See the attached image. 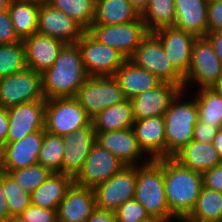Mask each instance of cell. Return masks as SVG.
Instances as JSON below:
<instances>
[{"label":"cell","instance_id":"obj_1","mask_svg":"<svg viewBox=\"0 0 222 222\" xmlns=\"http://www.w3.org/2000/svg\"><path fill=\"white\" fill-rule=\"evenodd\" d=\"M87 78L79 46L65 44L54 64L42 74L45 99L75 97Z\"/></svg>","mask_w":222,"mask_h":222},{"label":"cell","instance_id":"obj_2","mask_svg":"<svg viewBox=\"0 0 222 222\" xmlns=\"http://www.w3.org/2000/svg\"><path fill=\"white\" fill-rule=\"evenodd\" d=\"M203 187L202 174L172 157L164 158V190L170 212L176 219L188 216Z\"/></svg>","mask_w":222,"mask_h":222},{"label":"cell","instance_id":"obj_3","mask_svg":"<svg viewBox=\"0 0 222 222\" xmlns=\"http://www.w3.org/2000/svg\"><path fill=\"white\" fill-rule=\"evenodd\" d=\"M134 198L152 219L171 222V219L176 218L169 210L164 190V158L149 159L137 165Z\"/></svg>","mask_w":222,"mask_h":222},{"label":"cell","instance_id":"obj_4","mask_svg":"<svg viewBox=\"0 0 222 222\" xmlns=\"http://www.w3.org/2000/svg\"><path fill=\"white\" fill-rule=\"evenodd\" d=\"M186 91L180 92L164 113L166 158L172 157L193 139V130L199 121L195 99L181 101L182 95Z\"/></svg>","mask_w":222,"mask_h":222},{"label":"cell","instance_id":"obj_5","mask_svg":"<svg viewBox=\"0 0 222 222\" xmlns=\"http://www.w3.org/2000/svg\"><path fill=\"white\" fill-rule=\"evenodd\" d=\"M221 79L222 63L213 45L206 36L196 37L191 48V63L184 77V90L192 82L200 89L214 88Z\"/></svg>","mask_w":222,"mask_h":222},{"label":"cell","instance_id":"obj_6","mask_svg":"<svg viewBox=\"0 0 222 222\" xmlns=\"http://www.w3.org/2000/svg\"><path fill=\"white\" fill-rule=\"evenodd\" d=\"M91 118L75 97H56L45 103V131L59 136L87 126Z\"/></svg>","mask_w":222,"mask_h":222},{"label":"cell","instance_id":"obj_7","mask_svg":"<svg viewBox=\"0 0 222 222\" xmlns=\"http://www.w3.org/2000/svg\"><path fill=\"white\" fill-rule=\"evenodd\" d=\"M88 77L113 76L127 58L113 47L96 40L88 31L77 41Z\"/></svg>","mask_w":222,"mask_h":222},{"label":"cell","instance_id":"obj_8","mask_svg":"<svg viewBox=\"0 0 222 222\" xmlns=\"http://www.w3.org/2000/svg\"><path fill=\"white\" fill-rule=\"evenodd\" d=\"M75 98L91 119L102 110L126 99L114 76L88 77Z\"/></svg>","mask_w":222,"mask_h":222},{"label":"cell","instance_id":"obj_9","mask_svg":"<svg viewBox=\"0 0 222 222\" xmlns=\"http://www.w3.org/2000/svg\"><path fill=\"white\" fill-rule=\"evenodd\" d=\"M129 60L151 72L162 82L179 86L184 90V78L173 68L161 42L152 32L142 40Z\"/></svg>","mask_w":222,"mask_h":222},{"label":"cell","instance_id":"obj_10","mask_svg":"<svg viewBox=\"0 0 222 222\" xmlns=\"http://www.w3.org/2000/svg\"><path fill=\"white\" fill-rule=\"evenodd\" d=\"M96 40L131 57L142 40L149 34L142 17L119 25L92 24L87 30Z\"/></svg>","mask_w":222,"mask_h":222},{"label":"cell","instance_id":"obj_11","mask_svg":"<svg viewBox=\"0 0 222 222\" xmlns=\"http://www.w3.org/2000/svg\"><path fill=\"white\" fill-rule=\"evenodd\" d=\"M35 100H46L42 74L31 68L0 79V104L4 108Z\"/></svg>","mask_w":222,"mask_h":222},{"label":"cell","instance_id":"obj_12","mask_svg":"<svg viewBox=\"0 0 222 222\" xmlns=\"http://www.w3.org/2000/svg\"><path fill=\"white\" fill-rule=\"evenodd\" d=\"M136 180L137 166H124L93 189L96 207L115 212L124 202L134 198Z\"/></svg>","mask_w":222,"mask_h":222},{"label":"cell","instance_id":"obj_13","mask_svg":"<svg viewBox=\"0 0 222 222\" xmlns=\"http://www.w3.org/2000/svg\"><path fill=\"white\" fill-rule=\"evenodd\" d=\"M124 166L126 165L122 161L95 142L82 169L74 177V183L94 189L114 176Z\"/></svg>","mask_w":222,"mask_h":222},{"label":"cell","instance_id":"obj_14","mask_svg":"<svg viewBox=\"0 0 222 222\" xmlns=\"http://www.w3.org/2000/svg\"><path fill=\"white\" fill-rule=\"evenodd\" d=\"M45 103L46 100H35L7 108L6 142L18 141L27 134L45 130Z\"/></svg>","mask_w":222,"mask_h":222},{"label":"cell","instance_id":"obj_15","mask_svg":"<svg viewBox=\"0 0 222 222\" xmlns=\"http://www.w3.org/2000/svg\"><path fill=\"white\" fill-rule=\"evenodd\" d=\"M43 140L44 130H40L18 141L6 142L0 149V171L7 173L37 164Z\"/></svg>","mask_w":222,"mask_h":222},{"label":"cell","instance_id":"obj_16","mask_svg":"<svg viewBox=\"0 0 222 222\" xmlns=\"http://www.w3.org/2000/svg\"><path fill=\"white\" fill-rule=\"evenodd\" d=\"M161 42L173 68L184 78L191 63V48L196 36L174 26L152 32Z\"/></svg>","mask_w":222,"mask_h":222},{"label":"cell","instance_id":"obj_17","mask_svg":"<svg viewBox=\"0 0 222 222\" xmlns=\"http://www.w3.org/2000/svg\"><path fill=\"white\" fill-rule=\"evenodd\" d=\"M86 30L64 12L48 3L40 4L37 32L61 40L65 44H74Z\"/></svg>","mask_w":222,"mask_h":222},{"label":"cell","instance_id":"obj_18","mask_svg":"<svg viewBox=\"0 0 222 222\" xmlns=\"http://www.w3.org/2000/svg\"><path fill=\"white\" fill-rule=\"evenodd\" d=\"M179 86L161 82L159 85L144 91L131 100L134 120L154 116H164L175 97L182 92Z\"/></svg>","mask_w":222,"mask_h":222},{"label":"cell","instance_id":"obj_19","mask_svg":"<svg viewBox=\"0 0 222 222\" xmlns=\"http://www.w3.org/2000/svg\"><path fill=\"white\" fill-rule=\"evenodd\" d=\"M96 133L92 121L73 133L63 136L64 157L62 160V173L73 177L82 169V166L95 143Z\"/></svg>","mask_w":222,"mask_h":222},{"label":"cell","instance_id":"obj_20","mask_svg":"<svg viewBox=\"0 0 222 222\" xmlns=\"http://www.w3.org/2000/svg\"><path fill=\"white\" fill-rule=\"evenodd\" d=\"M25 48L27 67L43 74L58 58L65 45L59 39L35 32L22 40Z\"/></svg>","mask_w":222,"mask_h":222},{"label":"cell","instance_id":"obj_21","mask_svg":"<svg viewBox=\"0 0 222 222\" xmlns=\"http://www.w3.org/2000/svg\"><path fill=\"white\" fill-rule=\"evenodd\" d=\"M132 129L139 148L151 160L166 158L164 116H154L134 120Z\"/></svg>","mask_w":222,"mask_h":222},{"label":"cell","instance_id":"obj_22","mask_svg":"<svg viewBox=\"0 0 222 222\" xmlns=\"http://www.w3.org/2000/svg\"><path fill=\"white\" fill-rule=\"evenodd\" d=\"M95 208L94 190L74 183L58 206V222H86Z\"/></svg>","mask_w":222,"mask_h":222},{"label":"cell","instance_id":"obj_23","mask_svg":"<svg viewBox=\"0 0 222 222\" xmlns=\"http://www.w3.org/2000/svg\"><path fill=\"white\" fill-rule=\"evenodd\" d=\"M95 133V142L102 148L111 152L126 166H137V164H139L138 160H140L144 153L138 146L132 128Z\"/></svg>","mask_w":222,"mask_h":222},{"label":"cell","instance_id":"obj_24","mask_svg":"<svg viewBox=\"0 0 222 222\" xmlns=\"http://www.w3.org/2000/svg\"><path fill=\"white\" fill-rule=\"evenodd\" d=\"M172 158L184 167L201 174L222 163L212 143L194 139L177 151Z\"/></svg>","mask_w":222,"mask_h":222},{"label":"cell","instance_id":"obj_25","mask_svg":"<svg viewBox=\"0 0 222 222\" xmlns=\"http://www.w3.org/2000/svg\"><path fill=\"white\" fill-rule=\"evenodd\" d=\"M175 22L174 27L188 31L196 37L207 34L206 0H174Z\"/></svg>","mask_w":222,"mask_h":222},{"label":"cell","instance_id":"obj_26","mask_svg":"<svg viewBox=\"0 0 222 222\" xmlns=\"http://www.w3.org/2000/svg\"><path fill=\"white\" fill-rule=\"evenodd\" d=\"M113 76L122 89L126 99H132L162 82L157 76L138 67L129 59L125 61Z\"/></svg>","mask_w":222,"mask_h":222},{"label":"cell","instance_id":"obj_27","mask_svg":"<svg viewBox=\"0 0 222 222\" xmlns=\"http://www.w3.org/2000/svg\"><path fill=\"white\" fill-rule=\"evenodd\" d=\"M73 184V176L65 173H52L47 180L31 193V204L41 208L57 210Z\"/></svg>","mask_w":222,"mask_h":222},{"label":"cell","instance_id":"obj_28","mask_svg":"<svg viewBox=\"0 0 222 222\" xmlns=\"http://www.w3.org/2000/svg\"><path fill=\"white\" fill-rule=\"evenodd\" d=\"M95 132L119 131L132 128L134 123L132 103L130 99L114 104L92 119Z\"/></svg>","mask_w":222,"mask_h":222},{"label":"cell","instance_id":"obj_29","mask_svg":"<svg viewBox=\"0 0 222 222\" xmlns=\"http://www.w3.org/2000/svg\"><path fill=\"white\" fill-rule=\"evenodd\" d=\"M140 13L128 0H95L93 24L119 25L133 22Z\"/></svg>","mask_w":222,"mask_h":222},{"label":"cell","instance_id":"obj_30","mask_svg":"<svg viewBox=\"0 0 222 222\" xmlns=\"http://www.w3.org/2000/svg\"><path fill=\"white\" fill-rule=\"evenodd\" d=\"M39 7L40 4L33 1H10L8 12L15 32L21 40L37 32Z\"/></svg>","mask_w":222,"mask_h":222},{"label":"cell","instance_id":"obj_31","mask_svg":"<svg viewBox=\"0 0 222 222\" xmlns=\"http://www.w3.org/2000/svg\"><path fill=\"white\" fill-rule=\"evenodd\" d=\"M199 121L222 128V97L214 88H202L195 95Z\"/></svg>","mask_w":222,"mask_h":222},{"label":"cell","instance_id":"obj_32","mask_svg":"<svg viewBox=\"0 0 222 222\" xmlns=\"http://www.w3.org/2000/svg\"><path fill=\"white\" fill-rule=\"evenodd\" d=\"M149 32L162 27L174 26V0H149L145 10L140 14Z\"/></svg>","mask_w":222,"mask_h":222},{"label":"cell","instance_id":"obj_33","mask_svg":"<svg viewBox=\"0 0 222 222\" xmlns=\"http://www.w3.org/2000/svg\"><path fill=\"white\" fill-rule=\"evenodd\" d=\"M188 217L202 221L222 222V193L203 186Z\"/></svg>","mask_w":222,"mask_h":222},{"label":"cell","instance_id":"obj_34","mask_svg":"<svg viewBox=\"0 0 222 222\" xmlns=\"http://www.w3.org/2000/svg\"><path fill=\"white\" fill-rule=\"evenodd\" d=\"M48 4L74 19L86 31L94 22L95 0H49Z\"/></svg>","mask_w":222,"mask_h":222},{"label":"cell","instance_id":"obj_35","mask_svg":"<svg viewBox=\"0 0 222 222\" xmlns=\"http://www.w3.org/2000/svg\"><path fill=\"white\" fill-rule=\"evenodd\" d=\"M63 136L54 135L44 130V140L38 155V164L52 173H62L64 157Z\"/></svg>","mask_w":222,"mask_h":222},{"label":"cell","instance_id":"obj_36","mask_svg":"<svg viewBox=\"0 0 222 222\" xmlns=\"http://www.w3.org/2000/svg\"><path fill=\"white\" fill-rule=\"evenodd\" d=\"M27 68L23 41L0 44V79Z\"/></svg>","mask_w":222,"mask_h":222},{"label":"cell","instance_id":"obj_37","mask_svg":"<svg viewBox=\"0 0 222 222\" xmlns=\"http://www.w3.org/2000/svg\"><path fill=\"white\" fill-rule=\"evenodd\" d=\"M7 174L24 192L31 195L34 190L51 176L52 172L37 163L22 169L8 171Z\"/></svg>","mask_w":222,"mask_h":222},{"label":"cell","instance_id":"obj_38","mask_svg":"<svg viewBox=\"0 0 222 222\" xmlns=\"http://www.w3.org/2000/svg\"><path fill=\"white\" fill-rule=\"evenodd\" d=\"M1 182L10 215L19 216L31 204L30 194L24 192L7 173L1 172Z\"/></svg>","mask_w":222,"mask_h":222},{"label":"cell","instance_id":"obj_39","mask_svg":"<svg viewBox=\"0 0 222 222\" xmlns=\"http://www.w3.org/2000/svg\"><path fill=\"white\" fill-rule=\"evenodd\" d=\"M115 213L117 222H148L153 220L135 198L124 202Z\"/></svg>","mask_w":222,"mask_h":222},{"label":"cell","instance_id":"obj_40","mask_svg":"<svg viewBox=\"0 0 222 222\" xmlns=\"http://www.w3.org/2000/svg\"><path fill=\"white\" fill-rule=\"evenodd\" d=\"M25 222H58L57 210L30 204L20 215Z\"/></svg>","mask_w":222,"mask_h":222},{"label":"cell","instance_id":"obj_41","mask_svg":"<svg viewBox=\"0 0 222 222\" xmlns=\"http://www.w3.org/2000/svg\"><path fill=\"white\" fill-rule=\"evenodd\" d=\"M222 30V0L208 1L207 32Z\"/></svg>","mask_w":222,"mask_h":222},{"label":"cell","instance_id":"obj_42","mask_svg":"<svg viewBox=\"0 0 222 222\" xmlns=\"http://www.w3.org/2000/svg\"><path fill=\"white\" fill-rule=\"evenodd\" d=\"M21 41L17 36L8 10L0 12V44H10Z\"/></svg>","mask_w":222,"mask_h":222},{"label":"cell","instance_id":"obj_43","mask_svg":"<svg viewBox=\"0 0 222 222\" xmlns=\"http://www.w3.org/2000/svg\"><path fill=\"white\" fill-rule=\"evenodd\" d=\"M203 186L222 193V163L202 173Z\"/></svg>","mask_w":222,"mask_h":222},{"label":"cell","instance_id":"obj_44","mask_svg":"<svg viewBox=\"0 0 222 222\" xmlns=\"http://www.w3.org/2000/svg\"><path fill=\"white\" fill-rule=\"evenodd\" d=\"M218 129V127H211L208 124H204L201 121H198L195 124L193 130V139L201 141L203 143H212L217 134Z\"/></svg>","mask_w":222,"mask_h":222},{"label":"cell","instance_id":"obj_45","mask_svg":"<svg viewBox=\"0 0 222 222\" xmlns=\"http://www.w3.org/2000/svg\"><path fill=\"white\" fill-rule=\"evenodd\" d=\"M86 222H117L116 213L96 207Z\"/></svg>","mask_w":222,"mask_h":222},{"label":"cell","instance_id":"obj_46","mask_svg":"<svg viewBox=\"0 0 222 222\" xmlns=\"http://www.w3.org/2000/svg\"><path fill=\"white\" fill-rule=\"evenodd\" d=\"M206 37L213 45L214 51L222 63V30L215 32H207Z\"/></svg>","mask_w":222,"mask_h":222},{"label":"cell","instance_id":"obj_47","mask_svg":"<svg viewBox=\"0 0 222 222\" xmlns=\"http://www.w3.org/2000/svg\"><path fill=\"white\" fill-rule=\"evenodd\" d=\"M7 131H8V113L7 109L1 106L0 107V149L6 143Z\"/></svg>","mask_w":222,"mask_h":222},{"label":"cell","instance_id":"obj_48","mask_svg":"<svg viewBox=\"0 0 222 222\" xmlns=\"http://www.w3.org/2000/svg\"><path fill=\"white\" fill-rule=\"evenodd\" d=\"M10 217L9 207L5 199L4 190L1 182V171H0V222L7 221Z\"/></svg>","mask_w":222,"mask_h":222},{"label":"cell","instance_id":"obj_49","mask_svg":"<svg viewBox=\"0 0 222 222\" xmlns=\"http://www.w3.org/2000/svg\"><path fill=\"white\" fill-rule=\"evenodd\" d=\"M212 144L214 145L220 158L222 159V128L218 129L217 134H216Z\"/></svg>","mask_w":222,"mask_h":222},{"label":"cell","instance_id":"obj_50","mask_svg":"<svg viewBox=\"0 0 222 222\" xmlns=\"http://www.w3.org/2000/svg\"><path fill=\"white\" fill-rule=\"evenodd\" d=\"M128 1L140 14L145 10L149 2V0H128Z\"/></svg>","mask_w":222,"mask_h":222},{"label":"cell","instance_id":"obj_51","mask_svg":"<svg viewBox=\"0 0 222 222\" xmlns=\"http://www.w3.org/2000/svg\"><path fill=\"white\" fill-rule=\"evenodd\" d=\"M11 0H0V12L7 11Z\"/></svg>","mask_w":222,"mask_h":222},{"label":"cell","instance_id":"obj_52","mask_svg":"<svg viewBox=\"0 0 222 222\" xmlns=\"http://www.w3.org/2000/svg\"><path fill=\"white\" fill-rule=\"evenodd\" d=\"M179 222H210V221H202L198 219H193L188 216H184L182 218L177 219Z\"/></svg>","mask_w":222,"mask_h":222},{"label":"cell","instance_id":"obj_53","mask_svg":"<svg viewBox=\"0 0 222 222\" xmlns=\"http://www.w3.org/2000/svg\"><path fill=\"white\" fill-rule=\"evenodd\" d=\"M5 222H25V221L22 218H20L19 216H14V217H10Z\"/></svg>","mask_w":222,"mask_h":222},{"label":"cell","instance_id":"obj_54","mask_svg":"<svg viewBox=\"0 0 222 222\" xmlns=\"http://www.w3.org/2000/svg\"><path fill=\"white\" fill-rule=\"evenodd\" d=\"M214 89L219 93V95L222 97V79L219 81V83L214 87Z\"/></svg>","mask_w":222,"mask_h":222},{"label":"cell","instance_id":"obj_55","mask_svg":"<svg viewBox=\"0 0 222 222\" xmlns=\"http://www.w3.org/2000/svg\"><path fill=\"white\" fill-rule=\"evenodd\" d=\"M28 1H33V2H36V3H39V4H44V3L49 2V0H28Z\"/></svg>","mask_w":222,"mask_h":222},{"label":"cell","instance_id":"obj_56","mask_svg":"<svg viewBox=\"0 0 222 222\" xmlns=\"http://www.w3.org/2000/svg\"><path fill=\"white\" fill-rule=\"evenodd\" d=\"M148 222H162V221H159V220H155V219H153V220L148 221Z\"/></svg>","mask_w":222,"mask_h":222}]
</instances>
